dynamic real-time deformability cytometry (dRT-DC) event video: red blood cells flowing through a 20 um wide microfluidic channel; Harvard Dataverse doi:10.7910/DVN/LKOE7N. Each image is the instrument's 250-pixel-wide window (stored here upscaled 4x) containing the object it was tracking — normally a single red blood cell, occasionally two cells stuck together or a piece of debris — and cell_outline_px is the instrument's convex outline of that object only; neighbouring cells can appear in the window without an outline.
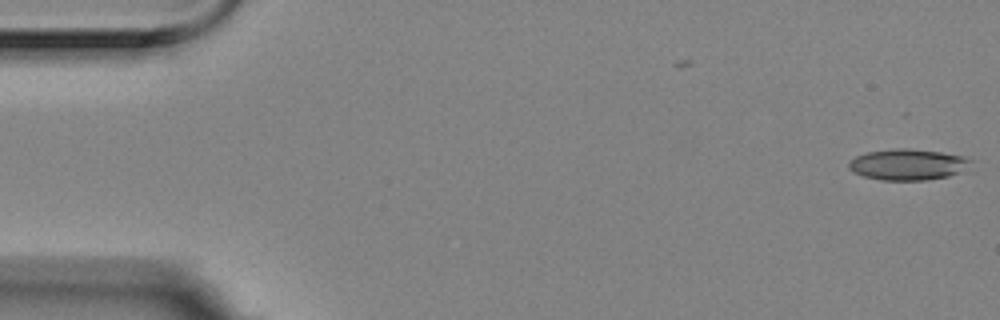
{"species": "Egyptian fruit bat (a non-hibernating species)", "species_latin": "Rousettus aegyptiacus", "temperature_condition": "room temperature", "stored_images_in_passage": 2, "camera_frame_rate_fps": 3000, "um_per_image_px": 0.085, "animal": {"sex": "female"}, "frame": {"image": 1, "passage_image": 2, "time_ms": 0.333, "image_size_px": [1000, 320], "cell_outline_px": [[972, 160], [960, 172], [948, 176], [928, 180], [880, 180], [864, 176], [852, 172], [848, 168], [848, 164], [856, 156], [868, 152], [896, 148], [908, 148], [940, 152], [964, 156]], "centroid_in_image_um": [77.13, 13.98], "position_along_channel_um": 7.9, "area_um2": 21.91}}